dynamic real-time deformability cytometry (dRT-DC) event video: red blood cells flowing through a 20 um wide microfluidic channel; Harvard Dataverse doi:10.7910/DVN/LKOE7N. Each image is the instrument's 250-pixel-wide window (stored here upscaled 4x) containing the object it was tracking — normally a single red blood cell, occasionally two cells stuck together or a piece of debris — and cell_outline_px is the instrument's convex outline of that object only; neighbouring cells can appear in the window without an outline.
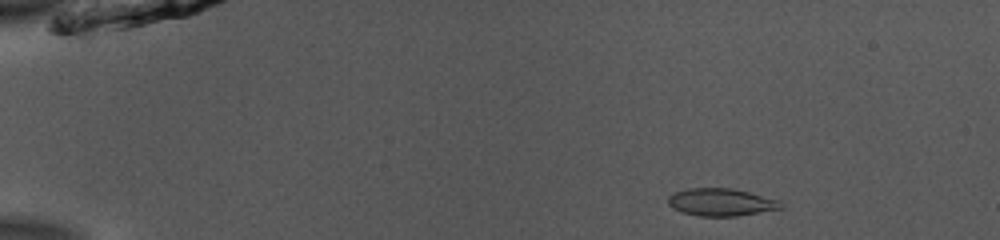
{"species": "common noctule bat (a hibernating species)", "species_latin": "Nyctalus noctula", "temperature_condition": "room temperature", "stored_images_in_passage": 45, "camera_frame_rate_fps": 3000, "um_per_image_px": 0.085, "animal": {"sex": "male", "body_mass_g": 13.0, "forearm_length_mm": 53.1}, "frame": {"image": 1, "passage_image": 1, "time_ms": 0.0, "image_size_px": [1000, 240], "cell_outline_px": [[784, 208], [736, 216], [696, 216], [680, 212], [672, 208], [668, 204], [668, 196], [672, 192], [688, 188], [732, 188], [780, 200], [784, 204]], "centroid_in_image_um": [61.27, 17.19], "position_along_channel_um": 23.7, "area_um2": 18.32}}
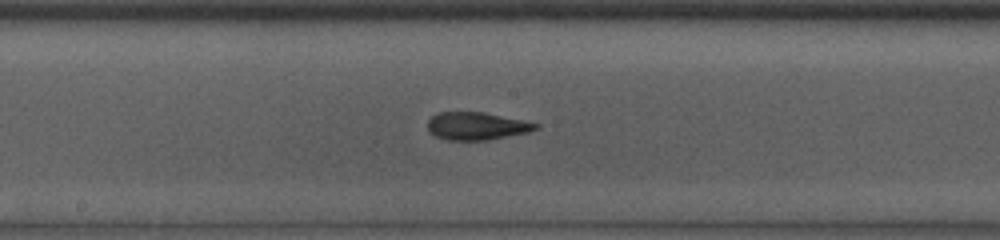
{"frame": {"image": 2, "passage_image": 22, "time_ms": 7.0, "image_size_px": [1000, 240], "cell_outline_px": [[540, 128], [528, 132], [488, 140], [448, 140], [436, 136], [428, 132], [428, 120], [432, 116], [440, 112], [484, 112], [524, 120], [540, 124]], "centroid_in_image_um": [40.53, 10.71], "position_along_channel_um": 207.7, "area_um2": 17.51}}
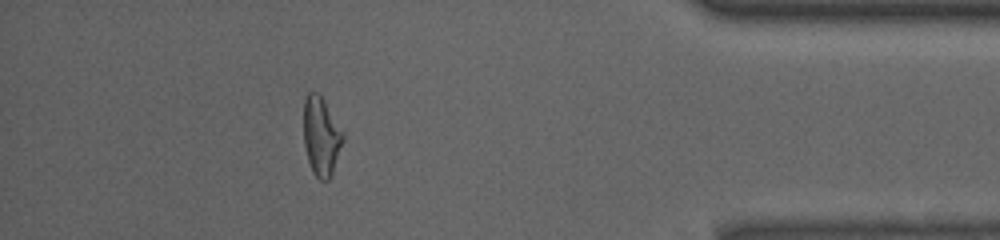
{"frame": {"image": 3, "passage_image": 40, "time_ms": 13.0, "image_size_px": [1000, 240], "cell_outline_px": [[344, 140], [332, 172], [328, 180], [320, 180], [312, 172], [308, 160], [304, 144], [304, 100], [308, 92], [316, 92], [324, 100], [344, 132]], "centroid_in_image_um": [27.31, 11.57], "position_along_channel_um": 407.9, "area_um2": 17.98}, "authors_computed_cell_mechanics": {"area_um2": 18.0914, "velocity_mm_per_s": 3.9148, "shape_relaxation_time_tau1_ms": 3.9426, "shape_relaxation_time_tau2_ms": 2.1895, "deformation_change_tau1": 0.1493, "deformation_change_tau2": 0.1035}}